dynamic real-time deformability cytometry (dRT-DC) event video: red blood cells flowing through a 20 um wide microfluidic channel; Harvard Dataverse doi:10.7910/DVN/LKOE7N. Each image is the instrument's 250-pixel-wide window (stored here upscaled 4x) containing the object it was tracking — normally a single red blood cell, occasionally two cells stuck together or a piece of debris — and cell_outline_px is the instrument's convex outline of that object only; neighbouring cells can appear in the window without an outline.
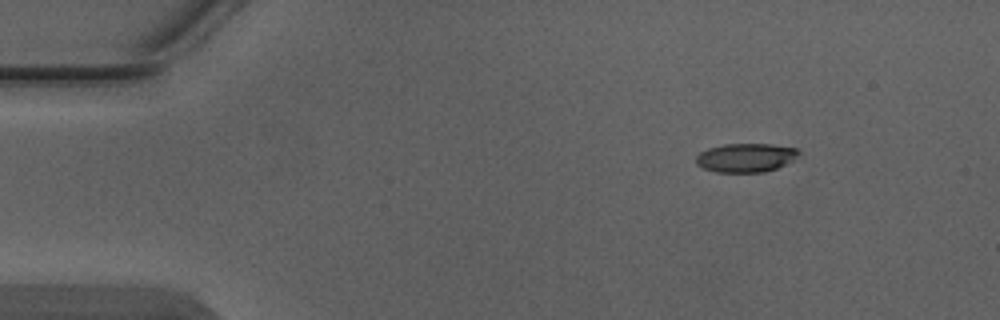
{"species": "Egyptian fruit bat (a non-hibernating species)", "species_latin": "Rousettus aegyptiacus", "temperature_condition": "warm", "stored_images_in_passage": 5, "camera_frame_rate_fps": 3000, "um_per_image_px": 0.085, "animal": {"sex": "male"}, "frame": {"image": 1, "passage_image": 1, "time_ms": 0.0, "image_size_px": [1000, 320], "cell_outline_px": [[800, 152], [792, 160], [776, 168], [764, 172], [716, 172], [704, 168], [696, 164], [696, 156], [700, 152], [708, 148], [724, 144], [772, 144], [796, 148]], "centroid_in_image_um": [63.36, 13.4], "position_along_channel_um": 21.6, "area_um2": 17.11}}
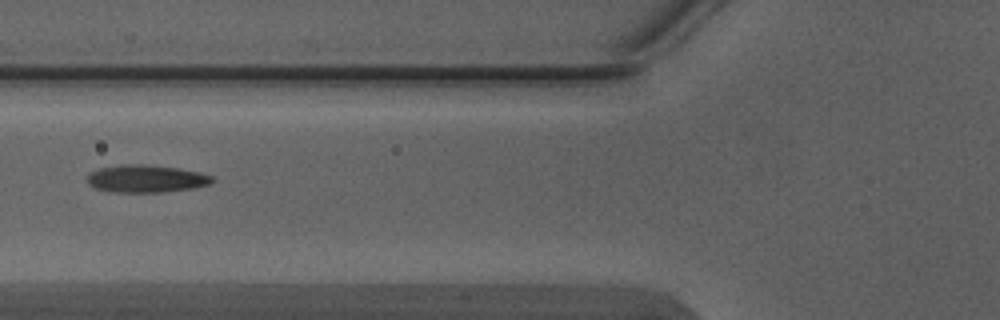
{"frame": {"image": 2, "passage_image": 4, "time_ms": 1.0, "image_size_px": [1000, 320], "cell_outline_px": [[216, 180], [208, 184], [196, 188], [164, 192], [108, 192], [96, 188], [88, 184], [88, 172], [100, 168], [120, 164], [148, 164], [180, 168], [200, 172], [212, 176]], "centroid_in_image_um": [12.43, 15.18], "position_along_channel_um": 113.4, "area_um2": 20.4}}
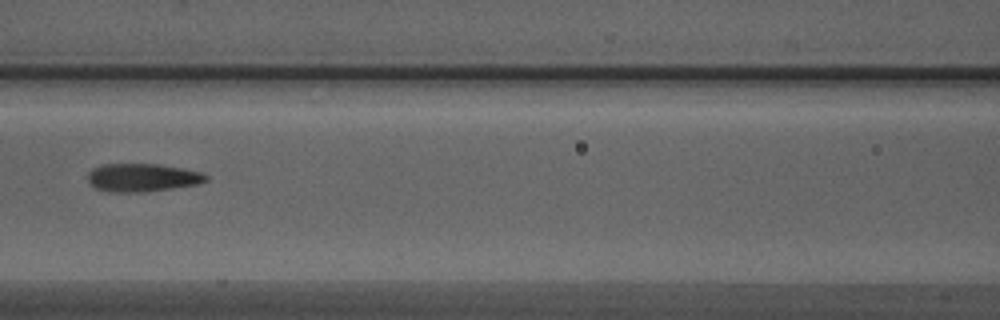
{"frame": {"image": 3, "passage_image": 5, "time_ms": 1.333, "image_size_px": [1000, 320], "cell_outline_px": [[208, 180], [196, 184], [172, 188], [140, 192], [108, 192], [96, 188], [88, 180], [88, 172], [92, 168], [104, 164], [160, 164], [184, 168], [200, 172], [208, 176]], "centroid_in_image_um": [12.09, 15.08], "position_along_channel_um": 154.5, "area_um2": 19.31}}